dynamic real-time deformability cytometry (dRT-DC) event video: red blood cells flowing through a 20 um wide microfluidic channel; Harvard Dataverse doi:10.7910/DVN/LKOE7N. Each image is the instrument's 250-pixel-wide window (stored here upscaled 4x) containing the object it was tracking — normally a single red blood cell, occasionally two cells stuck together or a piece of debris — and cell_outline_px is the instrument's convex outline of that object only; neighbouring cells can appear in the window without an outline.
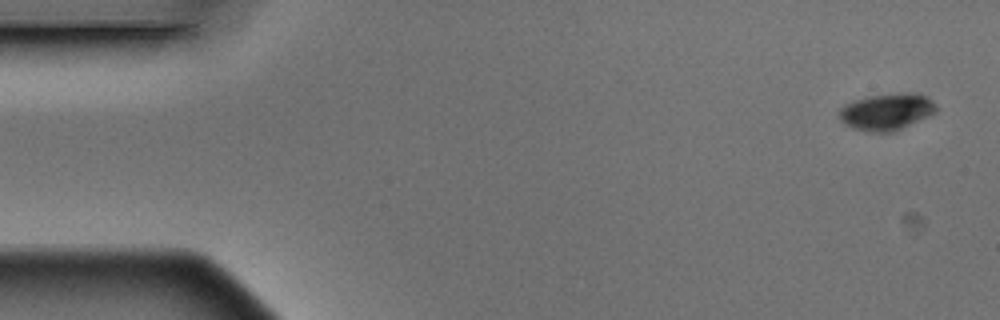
{"species": "Egyptian fruit bat (a non-hibernating species)", "species_latin": "Rousettus aegyptiacus", "temperature_condition": "warm", "stored_images_in_passage": 6, "camera_frame_rate_fps": 3000, "um_per_image_px": 0.085, "animal": {"sex": "male"}, "frame": {"image": 1, "passage_image": 1, "time_ms": 0.0, "image_size_px": [1000, 320], "cell_outline_px": [[936, 112], [928, 116], [892, 132], [868, 132], [852, 128], [844, 124], [840, 120], [840, 108], [844, 104], [852, 100], [868, 96], [900, 92], [916, 92], [928, 96], [936, 104]], "centroid_in_image_um": [75.36, 9.47], "position_along_channel_um": 9.6, "area_um2": 20.98}}
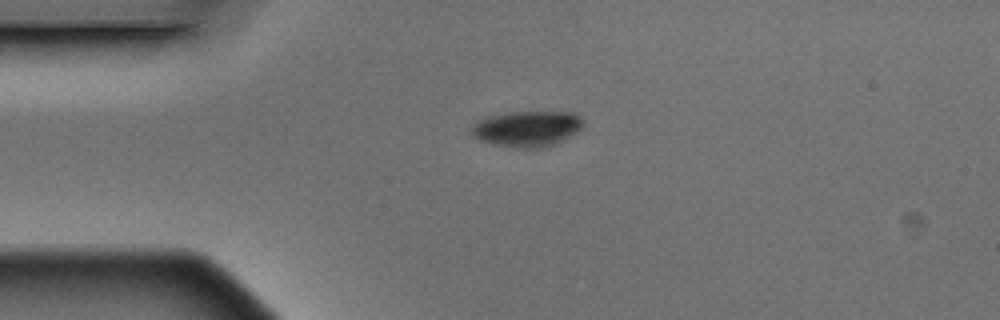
{"frame": {"image": 2, "passage_image": 4, "time_ms": 1.0, "image_size_px": [1000, 320], "cell_outline_px": [[584, 124], [576, 132], [556, 144], [544, 148], [516, 148], [492, 144], [480, 140], [472, 136], [472, 124], [484, 116], [508, 112], [576, 112], [584, 120]], "centroid_in_image_um": [44.79, 10.93], "position_along_channel_um": 40.2, "area_um2": 23.64}}
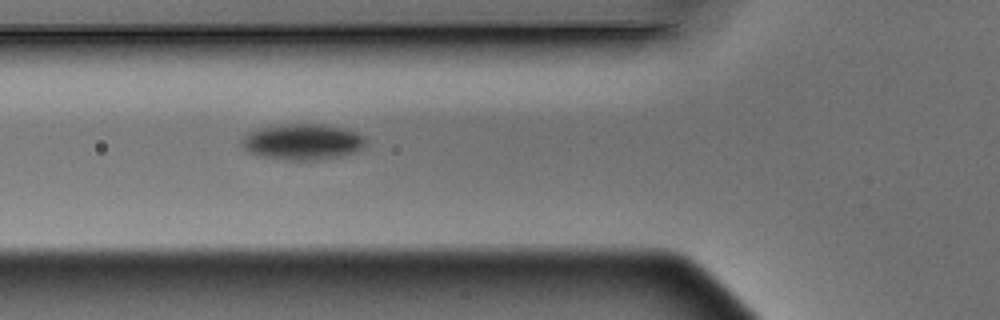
{"frame": {"image": 3, "passage_image": 6, "time_ms": 1.667, "image_size_px": [1000, 320], "cell_outline_px": [[364, 148], [356, 152], [340, 156], [316, 160], [284, 160], [260, 156], [248, 152], [240, 144], [240, 140], [248, 132], [280, 124], [328, 124], [348, 128], [364, 136]], "centroid_in_image_um": [25.73, 12.05], "position_along_channel_um": 100.1, "area_um2": 26.24}}